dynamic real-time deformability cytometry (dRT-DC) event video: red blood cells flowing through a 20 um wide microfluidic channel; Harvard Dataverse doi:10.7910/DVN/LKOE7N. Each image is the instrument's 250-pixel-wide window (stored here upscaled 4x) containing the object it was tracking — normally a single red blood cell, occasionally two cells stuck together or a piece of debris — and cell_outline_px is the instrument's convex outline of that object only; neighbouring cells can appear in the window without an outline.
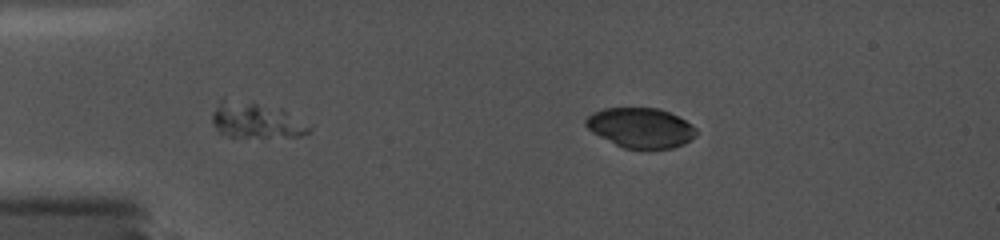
{"species": "common noctule bat (a hibernating species)", "species_latin": "Nyctalus noctula", "temperature_condition": "cold", "stored_images_in_passage": 21, "camera_frame_rate_fps": 5000, "um_per_image_px": 0.085, "animal": {"sex": "female", "body_mass_g": 19.0, "forearm_length_mm": 56.7}, "frame": {"image": 1, "passage_image": 1, "time_ms": 0.0, "image_size_px": [1000, 240], "cell_outline_px": [[696, 136], [684, 144], [672, 148], [624, 148], [592, 132], [584, 124], [584, 120], [592, 112], [604, 108], [660, 108], [692, 124], [696, 128]], "centroid_in_image_um": [54.45, 10.85], "position_along_channel_um": 30.6, "area_um2": 25.49}}